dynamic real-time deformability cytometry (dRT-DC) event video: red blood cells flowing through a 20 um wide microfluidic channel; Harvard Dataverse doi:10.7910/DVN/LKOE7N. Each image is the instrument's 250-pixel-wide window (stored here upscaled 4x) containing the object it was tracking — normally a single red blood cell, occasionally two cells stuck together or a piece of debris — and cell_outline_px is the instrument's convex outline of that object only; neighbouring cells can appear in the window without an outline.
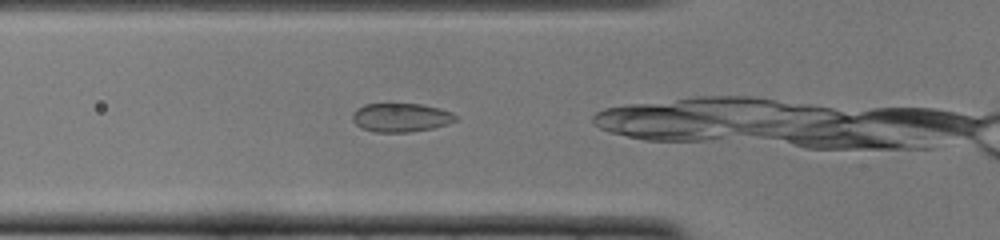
{"species": "common noctule bat (a hibernating species)", "species_latin": "Nyctalus noctula", "temperature_condition": "cold", "stored_images_in_passage": 19, "camera_frame_rate_fps": 3000, "um_per_image_px": 0.085, "animal": {"sex": "female", "body_mass_g": 22.0, "forearm_length_mm": 56.7}, "frame": {"image": 1, "passage_image": 2, "time_ms": 0.333, "image_size_px": [1000, 240], "cell_outline_px": [[456, 120], [448, 124], [432, 128], [408, 132], [372, 132], [360, 128], [352, 120], [352, 112], [356, 108], [364, 104], [420, 104], [440, 108], [452, 112], [456, 116]], "centroid_in_image_um": [34.04, 9.99], "position_along_channel_um": 91.8, "area_um2": 17.4}}
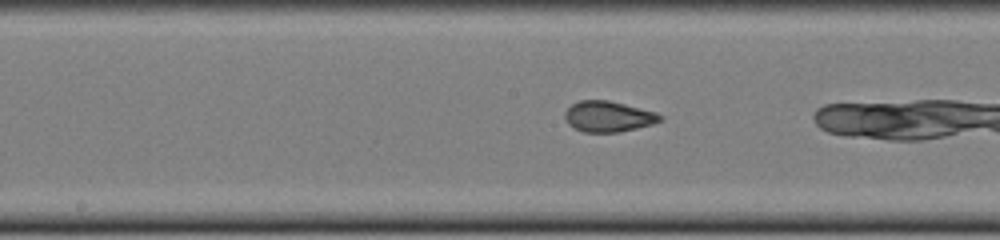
{"frame": {"image": 2, "passage_image": 10, "time_ms": 3.0, "image_size_px": [1000, 240], "cell_outline_px": [[664, 116], [660, 120], [652, 124], [620, 132], [584, 132], [568, 124], [564, 116], [564, 112], [572, 104], [580, 100], [608, 100], [656, 112]], "centroid_in_image_um": [51.69, 9.9], "position_along_channel_um": 196.5, "area_um2": 16.94}}
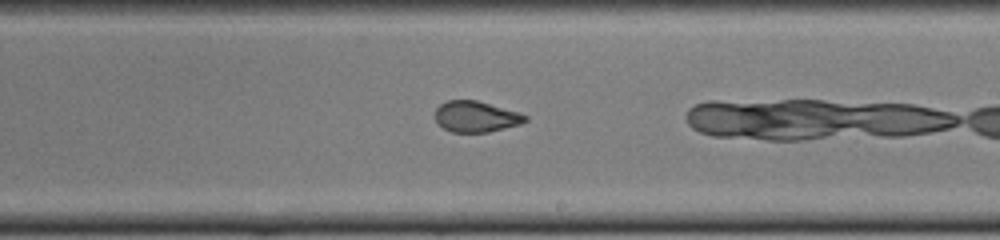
{"frame": {"image": 3, "passage_image": 14, "time_ms": 4.333, "image_size_px": [1000, 240], "cell_outline_px": [[528, 120], [520, 124], [488, 132], [452, 132], [444, 128], [436, 120], [436, 108], [440, 104], [448, 100], [476, 100], [520, 112], [528, 116]], "centroid_in_image_um": [40.49, 9.9], "position_along_channel_um": 248.5, "area_um2": 16.18}}